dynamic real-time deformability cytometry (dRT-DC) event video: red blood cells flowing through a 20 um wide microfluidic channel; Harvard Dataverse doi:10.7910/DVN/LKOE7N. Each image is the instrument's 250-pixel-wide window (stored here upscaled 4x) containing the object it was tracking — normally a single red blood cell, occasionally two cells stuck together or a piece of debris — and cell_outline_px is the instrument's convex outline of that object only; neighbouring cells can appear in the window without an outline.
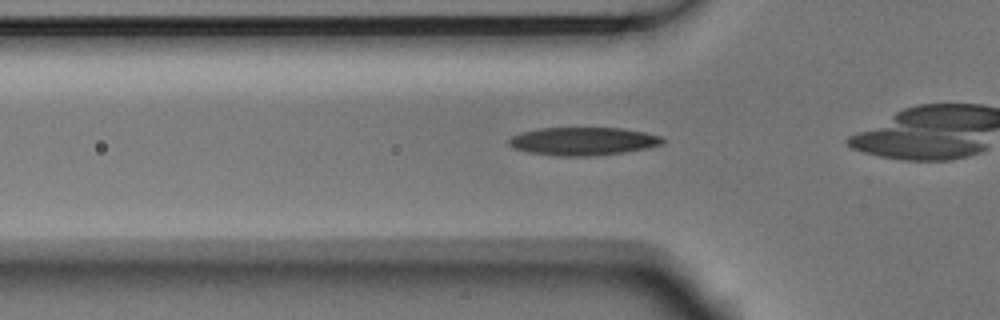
{"species": "Egyptian fruit bat (a non-hibernating species)", "species_latin": "Rousettus aegyptiacus", "temperature_condition": "room temperature", "stored_images_in_passage": 35, "camera_frame_rate_fps": 3000, "um_per_image_px": 0.085, "animal": {"sex": "male"}, "frame": {"image": 1, "passage_image": 10, "time_ms": 3.0, "image_size_px": [1000, 320], "cell_outline_px": [[664, 144], [648, 148], [624, 152], [592, 156], [556, 156], [528, 152], [512, 148], [508, 144], [508, 140], [512, 136], [520, 132], [540, 128], [620, 128], [644, 132], [660, 136], [664, 140]], "centroid_in_image_um": [49.54, 12.01], "position_along_channel_um": 76.3, "area_um2": 25.26}}
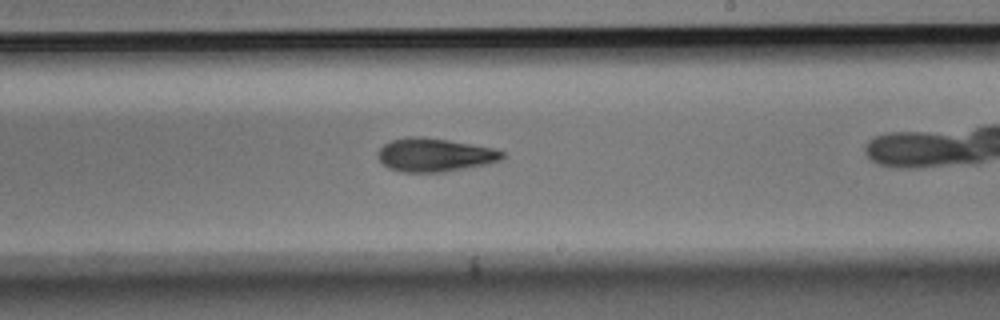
{"frame": {"image": 2, "passage_image": 24, "time_ms": 7.667, "image_size_px": [1000, 320], "cell_outline_px": [[504, 160], [444, 172], [404, 172], [388, 168], [380, 160], [376, 152], [384, 144], [392, 140], [408, 136], [420, 136], [448, 140], [496, 148], [504, 152]], "centroid_in_image_um": [36.96, 13.16], "position_along_channel_um": 252.0, "area_um2": 24.28}}
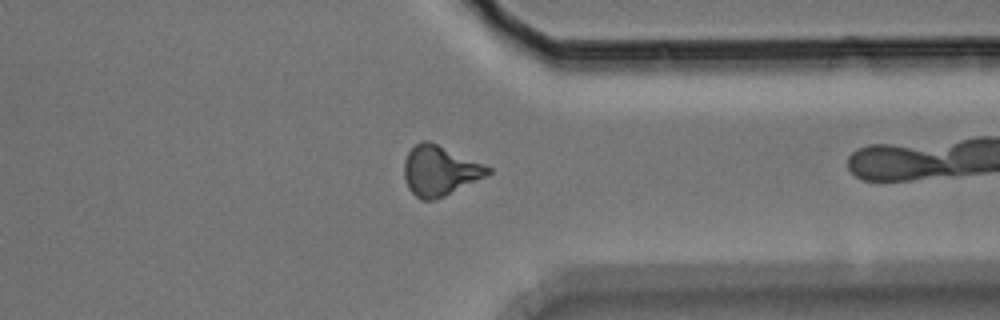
{"frame": {"image": 3, "passage_image": 34, "time_ms": 11.0, "image_size_px": [1000, 320], "cell_outline_px": [[492, 172], [444, 196], [432, 200], [420, 200], [408, 188], [404, 176], [404, 160], [408, 152], [420, 140], [428, 140], [484, 164], [492, 168]], "centroid_in_image_um": [37.34, 14.5], "position_along_channel_um": 374.1, "area_um2": 24.04}}